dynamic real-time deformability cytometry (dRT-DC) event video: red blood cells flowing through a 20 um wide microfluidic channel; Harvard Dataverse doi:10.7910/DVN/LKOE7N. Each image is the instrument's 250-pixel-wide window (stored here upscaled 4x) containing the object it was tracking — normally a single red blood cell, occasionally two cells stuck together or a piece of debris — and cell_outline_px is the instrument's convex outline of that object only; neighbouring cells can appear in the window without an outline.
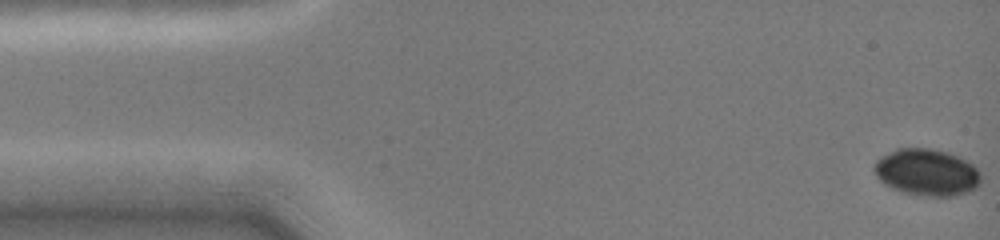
{"species": "common noctule bat (a hibernating species)", "species_latin": "Nyctalus noctula", "temperature_condition": "cold", "stored_images_in_passage": 48, "camera_frame_rate_fps": 3000, "um_per_image_px": 0.085, "animal": {"sex": "female", "body_mass_g": 19.0, "forearm_length_mm": 51.5}, "frame": {"image": 1, "passage_image": 1, "time_ms": 0.0, "image_size_px": [1000, 240], "cell_outline_px": [[980, 184], [976, 188], [968, 192], [952, 196], [920, 196], [904, 192], [892, 188], [884, 184], [876, 176], [872, 168], [876, 160], [880, 156], [896, 148], [932, 148], [948, 152], [968, 160], [980, 172]], "centroid_in_image_um": [78.76, 14.64], "position_along_channel_um": 6.2, "area_um2": 29.48}}
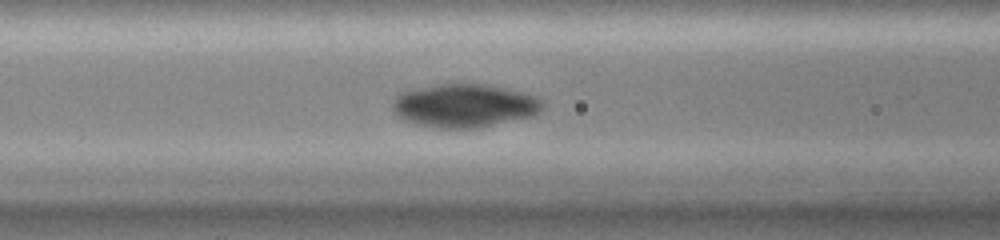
{"frame": {"image": 2, "passage_image": 19, "time_ms": 6.0, "image_size_px": [1000, 240], "cell_outline_px": [[544, 108], [532, 116], [480, 128], [440, 128], [416, 124], [404, 120], [396, 116], [392, 112], [392, 104], [396, 96], [404, 92], [440, 84], [484, 84], [524, 92], [540, 100], [544, 104]], "centroid_in_image_um": [39.47, 9.0], "position_along_channel_um": 127.1, "area_um2": 37.69}}
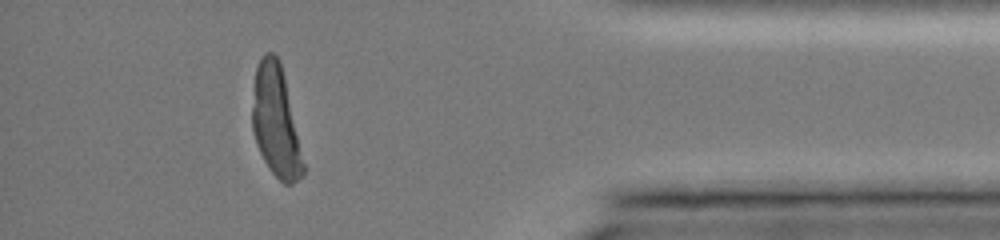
{"frame": {"image": 3, "passage_image": 42, "time_ms": 13.667, "image_size_px": [1000, 240], "cell_outline_px": [[304, 172], [292, 184], [284, 184], [268, 168], [256, 144], [252, 128], [252, 108], [256, 68], [260, 56], [264, 52], [272, 52], [280, 60], [284, 76], [304, 164]], "centroid_in_image_um": [23.42, 10.31], "position_along_channel_um": 411.8, "area_um2": 32.43}}